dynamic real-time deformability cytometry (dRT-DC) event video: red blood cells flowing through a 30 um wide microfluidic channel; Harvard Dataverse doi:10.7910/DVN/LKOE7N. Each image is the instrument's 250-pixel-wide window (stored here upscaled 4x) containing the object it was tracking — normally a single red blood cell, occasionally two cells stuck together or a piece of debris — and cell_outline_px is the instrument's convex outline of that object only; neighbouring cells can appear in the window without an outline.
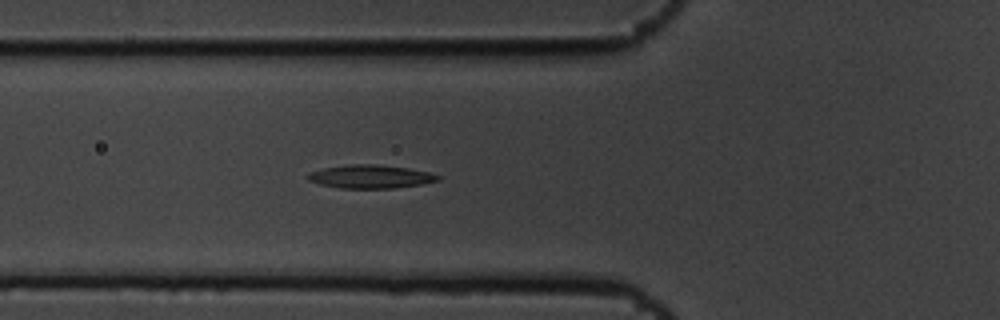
{"species": "common noctule bat (a hibernating species)", "species_latin": "Nyctalus noctula", "temperature_condition": "cold", "stored_images_in_passage": 6, "camera_frame_rate_fps": 3000, "um_per_image_px": 0.085, "animal": {"sex": "male", "body_mass_g": 19.5, "forearm_length_mm": 54.6}, "frame": {"image": 1, "passage_image": 6, "time_ms": 1.667, "image_size_px": [1000, 320], "cell_outline_px": [[440, 180], [420, 184], [396, 188], [340, 188], [320, 184], [308, 180], [304, 176], [308, 172], [324, 168], [348, 164], [372, 164], [408, 168], [428, 172], [440, 176]], "centroid_in_image_um": [31.44, 15.01], "position_along_channel_um": 94.4, "area_um2": 17.69}}